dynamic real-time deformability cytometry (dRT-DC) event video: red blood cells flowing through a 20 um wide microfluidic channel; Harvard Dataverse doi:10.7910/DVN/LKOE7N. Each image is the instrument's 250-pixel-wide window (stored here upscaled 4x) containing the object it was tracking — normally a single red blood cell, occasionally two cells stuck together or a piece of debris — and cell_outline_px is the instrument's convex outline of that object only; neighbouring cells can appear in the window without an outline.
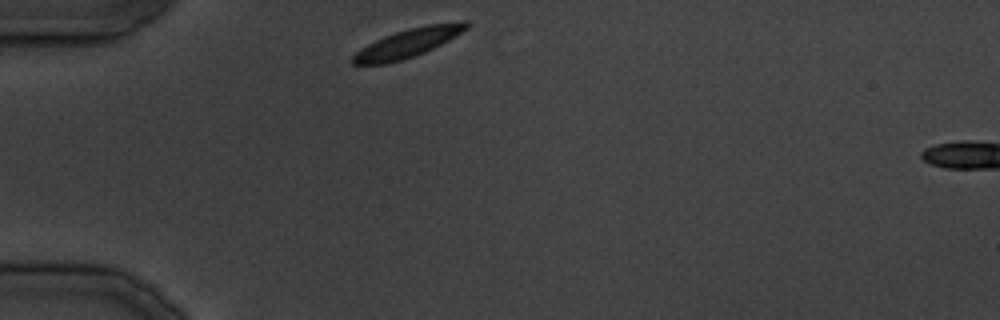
{"species": "common noctule bat (a hibernating species)", "species_latin": "Nyctalus noctula", "temperature_condition": "cold", "stored_images_in_passage": 2, "camera_frame_rate_fps": 3000, "um_per_image_px": 0.085, "animal": {"sex": "male", "body_mass_g": 19.5, "forearm_length_mm": 54.6}, "frame": {"image": 1, "passage_image": 1, "time_ms": 0.0, "image_size_px": [1000, 320], "cell_outline_px": [[472, 24], [468, 28], [448, 40], [424, 52], [388, 64], [352, 64], [352, 56], [360, 48], [384, 36], [408, 28], [428, 24], [460, 20], [468, 20]], "centroid_in_image_um": [34.71, 3.62], "position_along_channel_um": 50.3, "area_um2": 18.9}}